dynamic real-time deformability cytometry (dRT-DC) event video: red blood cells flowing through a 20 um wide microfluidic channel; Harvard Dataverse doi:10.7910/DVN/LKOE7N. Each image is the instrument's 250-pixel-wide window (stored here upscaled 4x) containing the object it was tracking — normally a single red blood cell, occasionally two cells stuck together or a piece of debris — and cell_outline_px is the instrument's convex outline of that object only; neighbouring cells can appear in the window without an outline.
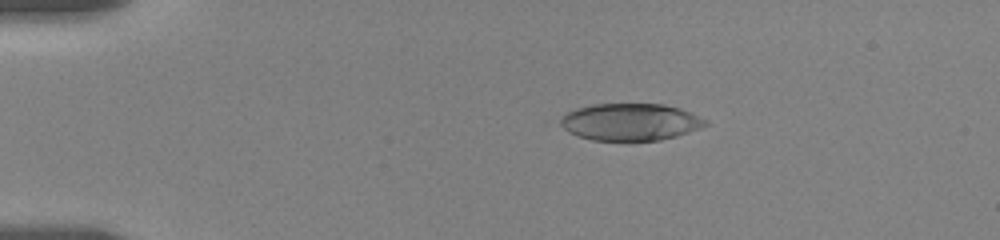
{"species": "human", "species_latin": "Homo sapiens", "temperature_condition": "room temperature", "stored_images_in_passage": 41, "camera_frame_rate_fps": 3000, "um_per_image_px": 0.085, "donor": {"sex": "female"}, "frame": {"image": 1, "passage_image": 8, "time_ms": 3.333, "image_size_px": [1000, 240], "cell_outline_px": [[708, 124], [700, 128], [676, 136], [660, 140], [592, 140], [568, 132], [556, 124], [552, 120], [576, 108], [592, 104], [664, 104], [680, 108], [708, 120]], "centroid_in_image_um": [53.5, 10.36], "position_along_channel_um": 31.5, "area_um2": 31.67}}
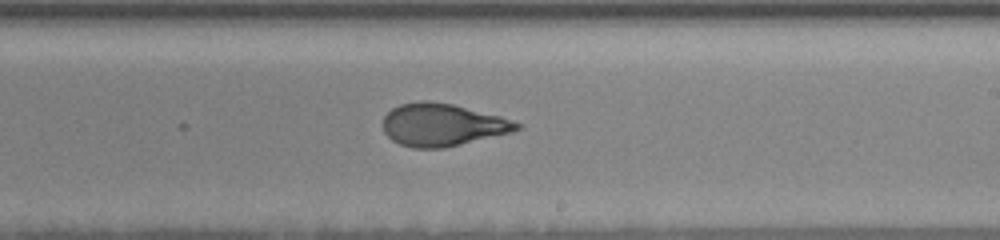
{"frame": {"image": 2, "passage_image": 25, "time_ms": 11.333, "image_size_px": [1000, 240], "cell_outline_px": [[524, 124], [520, 128], [512, 132], [444, 148], [412, 148], [400, 144], [392, 140], [384, 132], [384, 116], [392, 108], [400, 104], [420, 100], [428, 100], [452, 104], [500, 116]], "centroid_in_image_um": [37.6, 10.6], "position_along_channel_um": 251.4, "area_um2": 33.12}}
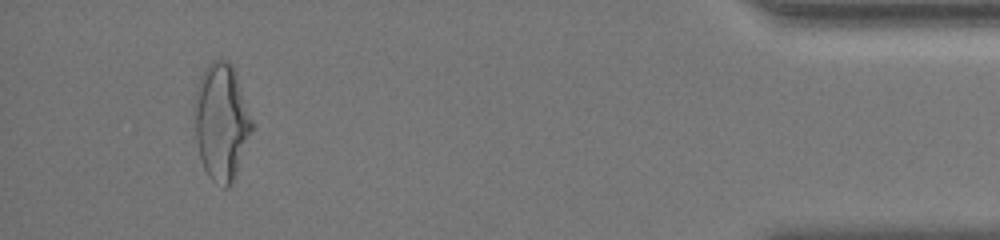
{"frame": {"image": 3, "passage_image": 39, "time_ms": 17.667, "image_size_px": [1000, 240], "cell_outline_px": [[252, 128], [232, 180], [228, 188], [224, 188], [212, 180], [208, 176], [204, 168], [200, 156], [196, 140], [192, 108], [192, 100], [200, 76], [204, 68], [212, 60], [224, 60], [232, 64], [236, 72], [252, 120]], "centroid_in_image_um": [18.75, 10.28], "position_along_channel_um": 416.4, "area_um2": 38.9}, "authors_computed_cell_mechanics": {"area_um2": 33.3506, "velocity_mm_per_s": 3.5073, "shape_relaxation_time_tau1_ms": 8.7984, "shape_relaxation_time_tau2_ms": 1.0747, "deformation_change_tau1": 0.2616, "deformation_change_tau2": 0.0805}}